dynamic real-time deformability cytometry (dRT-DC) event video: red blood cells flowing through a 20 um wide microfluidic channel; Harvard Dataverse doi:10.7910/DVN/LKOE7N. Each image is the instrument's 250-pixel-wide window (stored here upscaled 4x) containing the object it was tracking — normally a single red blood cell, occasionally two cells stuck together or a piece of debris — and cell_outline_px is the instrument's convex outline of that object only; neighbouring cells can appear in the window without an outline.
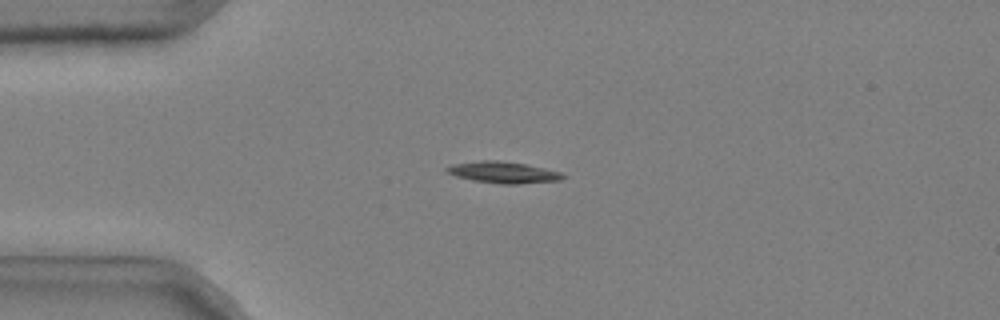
{"species": "common noctule bat (a hibernating species)", "species_latin": "Nyctalus noctula", "temperature_condition": "cold", "stored_images_in_passage": 51, "camera_frame_rate_fps": 3000, "um_per_image_px": 0.085, "animal": {"sex": "male", "body_mass_g": 20.4}, "frame": {"image": 1, "passage_image": 12, "time_ms": 3.667, "image_size_px": [1000, 320], "cell_outline_px": [[568, 176], [560, 180], [520, 184], [500, 184], [472, 180], [456, 176], [444, 172], [444, 168], [452, 164], [480, 160], [496, 160], [528, 164], [560, 172]], "centroid_in_image_um": [42.75, 14.65], "position_along_channel_um": 42.2, "area_um2": 14.74}}
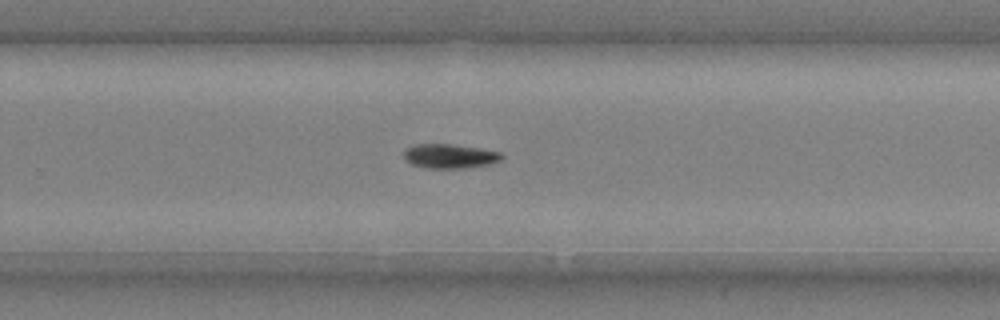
{"frame": {"image": 2, "passage_image": 34, "time_ms": 11.0, "image_size_px": [1000, 320], "cell_outline_px": [[504, 156], [500, 160], [488, 164], [464, 168], [424, 168], [412, 164], [404, 160], [404, 148], [412, 144], [452, 144], [480, 148], [500, 152]], "centroid_in_image_um": [38.17, 13.26], "position_along_channel_um": 291.6, "area_um2": 13.99}}
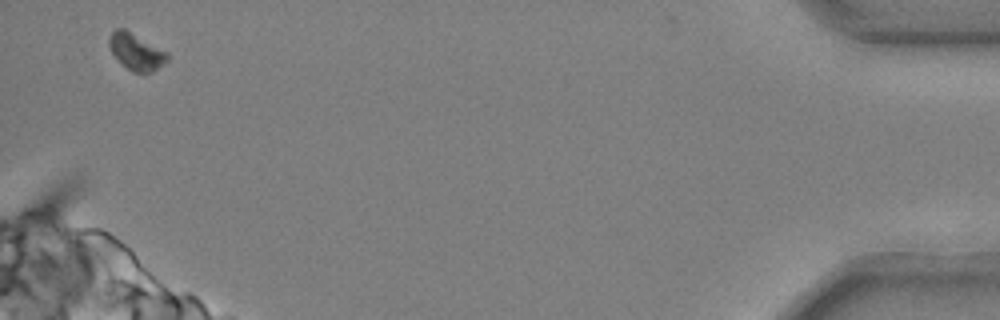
{"frame": {"image": 3, "passage_image": 50, "time_ms": 16.333, "image_size_px": [1000, 320], "cell_outline_px": [[168, 60], [152, 72], [132, 72], [112, 52], [108, 44], [108, 40], [112, 32], [116, 28], [124, 28], [168, 52]], "centroid_in_image_um": [11.59, 4.37], "position_along_channel_um": 423.6, "area_um2": 12.14}, "authors_computed_cell_mechanics": {"area_um2": 13.7564, "velocity_mm_per_s": 3.693, "shape_relaxation_time_tau1_ms": 2.2966, "shape_relaxation_time_tau2_ms": null, "deformation_change_tau1": 0.1047, "deformation_change_tau2": null}}